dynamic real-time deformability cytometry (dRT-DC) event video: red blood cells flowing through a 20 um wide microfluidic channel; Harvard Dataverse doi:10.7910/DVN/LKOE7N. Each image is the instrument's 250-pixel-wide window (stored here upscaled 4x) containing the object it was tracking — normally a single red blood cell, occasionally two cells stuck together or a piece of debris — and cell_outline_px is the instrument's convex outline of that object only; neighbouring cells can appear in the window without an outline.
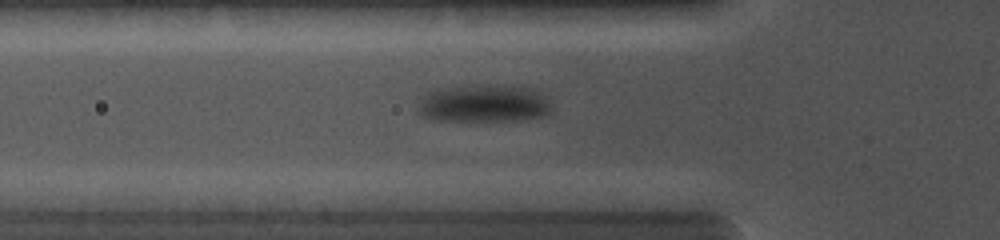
{"species": "common noctule bat (a hibernating species)", "species_latin": "Nyctalus noctula", "temperature_condition": "cold", "stored_images_in_passage": 27, "camera_frame_rate_fps": 5000, "um_per_image_px": 0.085, "animal": {"sex": "female", "body_mass_g": 19.0, "forearm_length_mm": 56.7}, "frame": {"image": 1, "passage_image": 9, "time_ms": 4.8, "image_size_px": [1000, 240], "cell_outline_px": [[552, 108], [544, 116], [520, 120], [440, 120], [424, 116], [416, 112], [420, 104], [428, 92], [436, 88], [528, 88], [544, 96]], "centroid_in_image_um": [41.11, 8.86], "position_along_channel_um": 84.7, "area_um2": 27.51}}
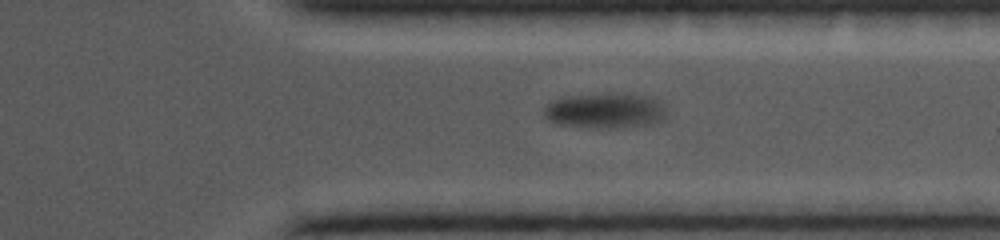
{"frame": {"image": 2, "passage_image": 22, "time_ms": 11.6, "image_size_px": [1000, 240], "cell_outline_px": [[664, 112], [656, 120], [648, 124], [616, 128], [596, 128], [556, 124], [548, 120], [544, 116], [544, 108], [548, 104], [556, 100], [568, 96], [624, 92], [644, 96], [656, 100], [664, 108]], "centroid_in_image_um": [51.34, 9.4], "position_along_channel_um": 360.1, "area_um2": 24.68}}
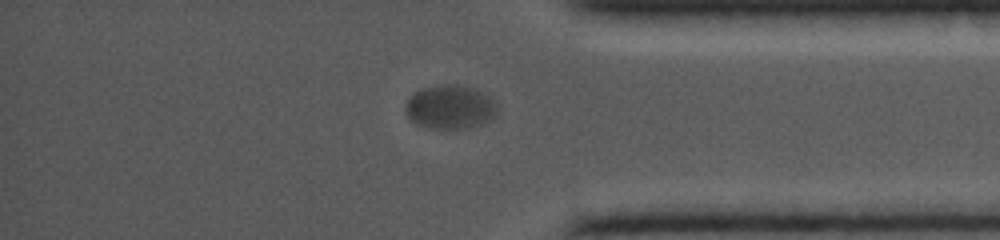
{"frame": {"image": 3, "passage_image": 25, "time_ms": 12.6, "image_size_px": [1000, 240], "cell_outline_px": [[496, 108], [492, 116], [488, 120], [480, 124], [468, 128], [432, 128], [420, 124], [412, 120], [408, 116], [404, 104], [408, 96], [412, 92], [420, 88], [444, 84], [456, 84], [472, 88], [484, 92], [496, 104]], "centroid_in_image_um": [38.2, 9.06], "position_along_channel_um": 397.0, "area_um2": 23.24}}